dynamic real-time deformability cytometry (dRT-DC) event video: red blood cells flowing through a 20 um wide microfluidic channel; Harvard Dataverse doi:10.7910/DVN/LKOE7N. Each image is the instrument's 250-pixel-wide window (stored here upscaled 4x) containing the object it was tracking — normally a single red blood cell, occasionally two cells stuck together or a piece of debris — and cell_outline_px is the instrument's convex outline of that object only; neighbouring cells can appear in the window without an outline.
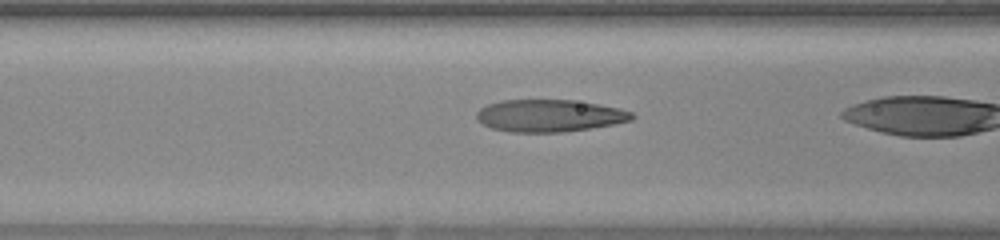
{"species": "human", "species_latin": "Homo sapiens", "temperature_condition": "warm", "stored_images_in_passage": 36, "camera_frame_rate_fps": 3000, "um_per_image_px": 0.085, "donor": {"sex": "female"}, "frame": {"image": 1, "passage_image": 18, "time_ms": 5.667, "image_size_px": [1000, 240], "cell_outline_px": [[636, 116], [632, 120], [592, 128], [564, 132], [508, 132], [492, 128], [476, 120], [476, 112], [480, 108], [488, 104], [500, 100], [572, 100], [600, 104], [620, 108], [632, 112]], "centroid_in_image_um": [46.7, 9.83], "position_along_channel_um": 119.9, "area_um2": 29.36}}
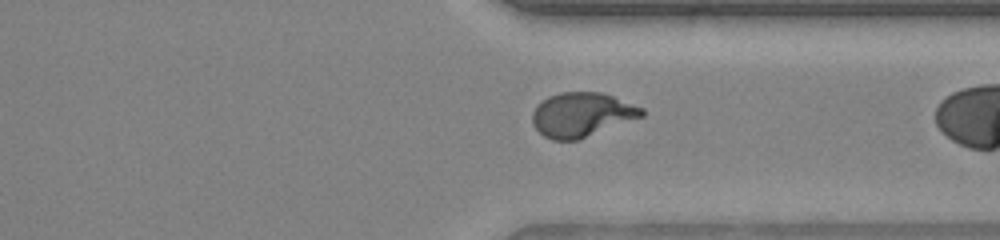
{"frame": {"image": 2, "passage_image": 35, "time_ms": 11.333, "image_size_px": [1000, 240], "cell_outline_px": [[644, 116], [576, 140], [552, 140], [544, 136], [532, 124], [532, 112], [536, 104], [548, 96], [560, 92], [600, 92], [612, 96], [644, 108]], "centroid_in_image_um": [49.42, 9.73], "position_along_channel_um": 362.0, "area_um2": 28.15}}